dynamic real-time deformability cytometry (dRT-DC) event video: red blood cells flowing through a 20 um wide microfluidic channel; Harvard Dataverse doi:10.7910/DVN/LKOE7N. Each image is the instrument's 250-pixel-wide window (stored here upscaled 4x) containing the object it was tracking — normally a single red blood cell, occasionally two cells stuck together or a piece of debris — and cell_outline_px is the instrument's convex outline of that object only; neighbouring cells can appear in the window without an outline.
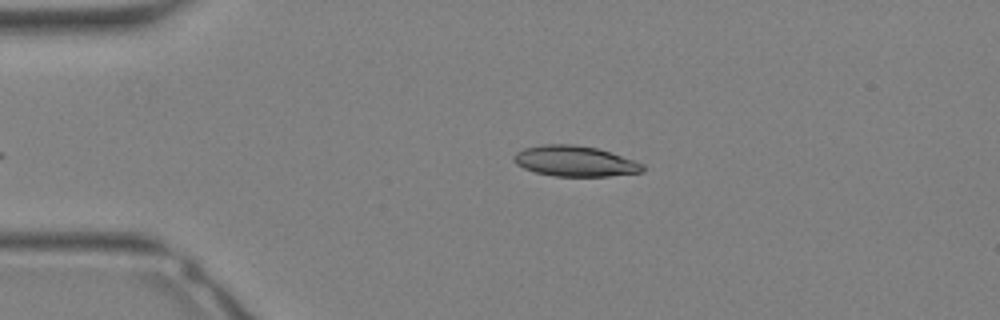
{"species": "Egyptian fruit bat (a non-hibernating species)", "species_latin": "Rousettus aegyptiacus", "temperature_condition": "warm", "stored_images_in_passage": 23, "camera_frame_rate_fps": 3000, "um_per_image_px": 0.085, "animal": {"sex": "female"}, "frame": {"image": 1, "passage_image": 1, "time_ms": 0.0, "image_size_px": [1000, 320], "cell_outline_px": [[648, 168], [644, 172], [608, 176], [556, 176], [536, 172], [524, 168], [516, 164], [512, 160], [512, 156], [516, 152], [524, 148], [544, 144], [572, 144], [596, 148], [612, 152], [644, 164]], "centroid_in_image_um": [48.89, 13.7], "position_along_channel_um": 36.1, "area_um2": 23.12}}
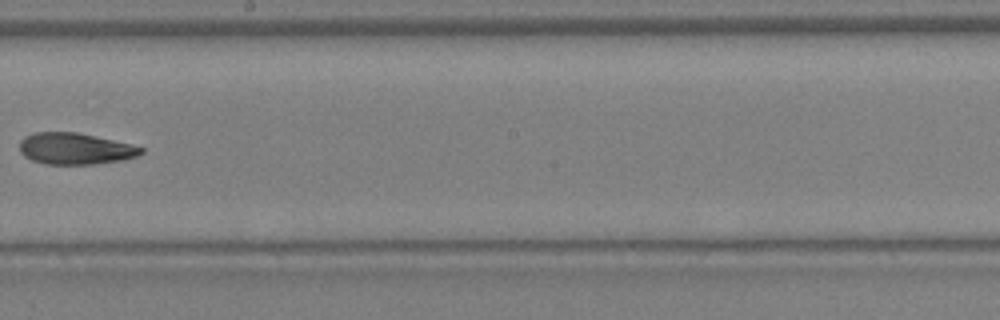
{"frame": {"image": 2, "passage_image": 13, "time_ms": 4.0, "image_size_px": [1000, 320], "cell_outline_px": [[144, 152], [136, 156], [124, 160], [92, 164], [44, 164], [32, 160], [24, 156], [20, 152], [20, 140], [24, 136], [36, 132], [76, 132], [132, 144], [144, 148]], "centroid_in_image_um": [6.38, 12.64], "position_along_channel_um": 241.8, "area_um2": 22.31}}
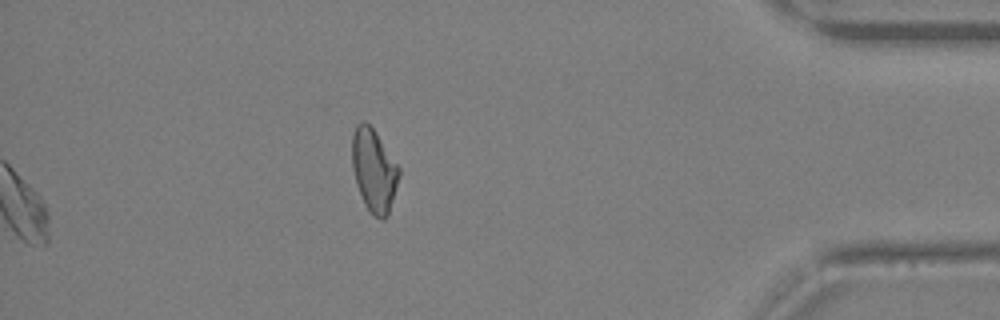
{"frame": {"image": 3, "passage_image": 23, "time_ms": 7.333, "image_size_px": [1000, 320], "cell_outline_px": [[400, 176], [388, 216], [384, 220], [380, 220], [364, 204], [356, 184], [352, 168], [352, 132], [356, 124], [360, 120], [364, 120], [376, 132], [400, 168]], "centroid_in_image_um": [31.78, 14.46], "position_along_channel_um": 403.4, "area_um2": 22.83}}